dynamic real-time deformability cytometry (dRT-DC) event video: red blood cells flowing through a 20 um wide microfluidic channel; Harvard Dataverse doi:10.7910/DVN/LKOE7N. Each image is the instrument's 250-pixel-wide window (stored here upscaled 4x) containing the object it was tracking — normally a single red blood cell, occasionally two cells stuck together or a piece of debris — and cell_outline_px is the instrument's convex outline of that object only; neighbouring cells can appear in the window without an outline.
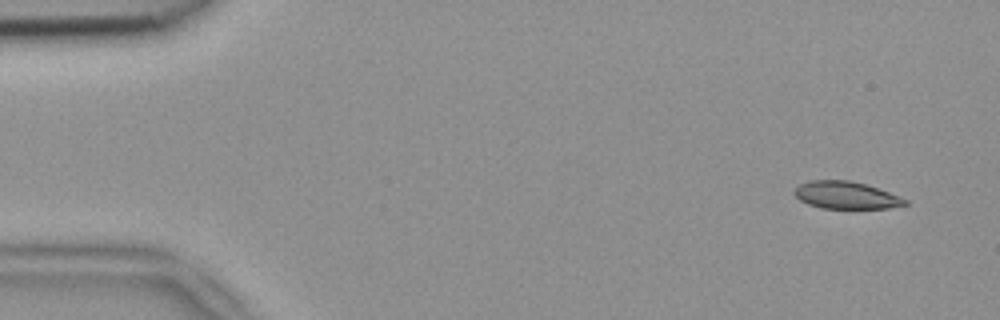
{"species": "common noctule bat (a hibernating species)", "species_latin": "Nyctalus noctula", "temperature_condition": "room temperature", "stored_images_in_passage": 5, "camera_frame_rate_fps": 3000, "um_per_image_px": 0.085, "animal": {"sex": "female", "body_mass_g": 18.4}, "frame": {"image": 1, "passage_image": 1, "time_ms": 0.0, "image_size_px": [1000, 320], "cell_outline_px": [[908, 204], [888, 208], [820, 208], [808, 204], [800, 200], [792, 192], [800, 184], [808, 180], [848, 180], [864, 184], [888, 192], [908, 200]], "centroid_in_image_um": [71.87, 16.59], "position_along_channel_um": 13.1, "area_um2": 17.46}}
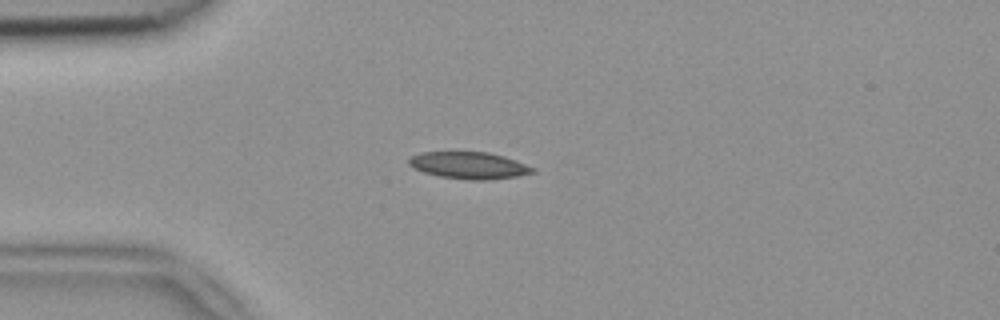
{"frame": {"image": 2, "passage_image": 4, "time_ms": 1.0, "image_size_px": [1000, 320], "cell_outline_px": [[536, 172], [516, 176], [488, 180], [468, 180], [440, 176], [424, 172], [412, 168], [408, 164], [408, 156], [420, 152], [488, 152], [504, 156], [516, 160], [536, 168]], "centroid_in_image_um": [39.84, 14.05], "position_along_channel_um": 45.2, "area_um2": 19.59}}